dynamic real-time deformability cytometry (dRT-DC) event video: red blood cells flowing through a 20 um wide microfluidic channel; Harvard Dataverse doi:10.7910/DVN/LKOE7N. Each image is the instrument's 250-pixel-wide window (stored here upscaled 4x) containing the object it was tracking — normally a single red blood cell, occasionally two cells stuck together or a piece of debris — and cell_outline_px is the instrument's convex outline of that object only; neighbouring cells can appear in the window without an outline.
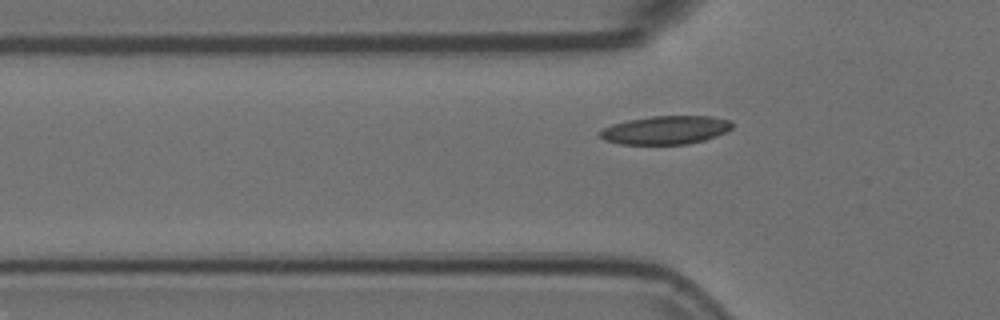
{"species": "Egyptian fruit bat (a non-hibernating species)", "species_latin": "Rousettus aegyptiacus", "temperature_condition": "room temperature", "stored_images_in_passage": 32, "camera_frame_rate_fps": 3000, "um_per_image_px": 0.085, "animal": {"sex": "female"}, "frame": {"image": 1, "passage_image": 6, "time_ms": 1.667, "image_size_px": [1000, 320], "cell_outline_px": [[732, 128], [716, 136], [704, 140], [688, 144], [620, 144], [604, 140], [600, 136], [600, 132], [604, 128], [612, 124], [628, 120], [652, 116], [708, 116], [732, 120]], "centroid_in_image_um": [56.59, 11.05], "position_along_channel_um": 69.2, "area_um2": 21.79}}
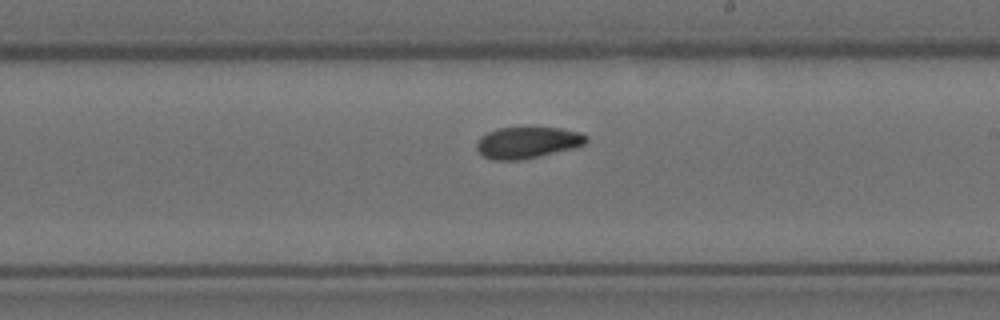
{"frame": {"image": 2, "passage_image": 20, "time_ms": 6.333, "image_size_px": [1000, 320], "cell_outline_px": [[588, 140], [584, 144], [572, 148], [520, 160], [492, 160], [484, 156], [476, 148], [476, 144], [480, 136], [496, 128], [560, 128], [580, 132], [588, 136]], "centroid_in_image_um": [44.81, 12.11], "position_along_channel_um": 244.2, "area_um2": 19.88}}
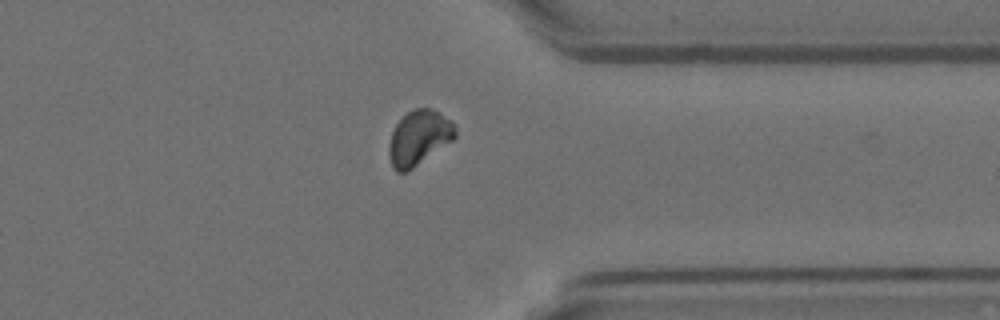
{"frame": {"image": 3, "passage_image": 31, "time_ms": 10.0, "image_size_px": [1000, 320], "cell_outline_px": [[456, 136], [452, 140], [408, 172], [396, 172], [392, 168], [388, 156], [388, 148], [392, 132], [396, 124], [408, 112], [416, 108], [432, 108], [456, 124]], "centroid_in_image_um": [35.59, 11.73], "position_along_channel_um": 375.8, "area_um2": 21.15}}